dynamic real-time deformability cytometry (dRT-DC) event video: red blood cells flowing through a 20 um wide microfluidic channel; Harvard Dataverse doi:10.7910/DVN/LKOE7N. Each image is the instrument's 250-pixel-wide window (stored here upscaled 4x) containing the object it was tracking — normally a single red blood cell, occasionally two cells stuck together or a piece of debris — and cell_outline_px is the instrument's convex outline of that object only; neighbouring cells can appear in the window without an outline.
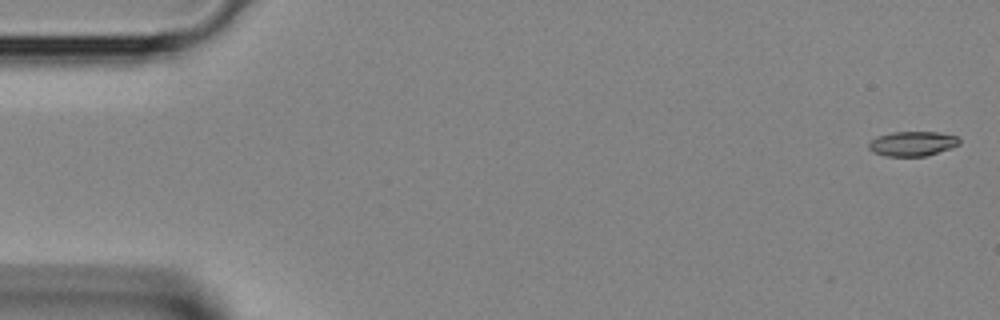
{"species": "Egyptian fruit bat (a non-hibernating species)", "species_latin": "Rousettus aegyptiacus", "temperature_condition": "room temperature", "stored_images_in_passage": 35, "camera_frame_rate_fps": 3000, "um_per_image_px": 0.085, "animal": {"sex": "female"}, "frame": {"image": 1, "passage_image": 1, "time_ms": 0.0, "image_size_px": [1000, 320], "cell_outline_px": [[960, 144], [924, 156], [884, 156], [872, 152], [868, 148], [868, 144], [876, 136], [892, 132], [936, 132], [956, 136], [960, 140]], "centroid_in_image_um": [77.5, 12.21], "position_along_channel_um": 7.5, "area_um2": 12.89}}
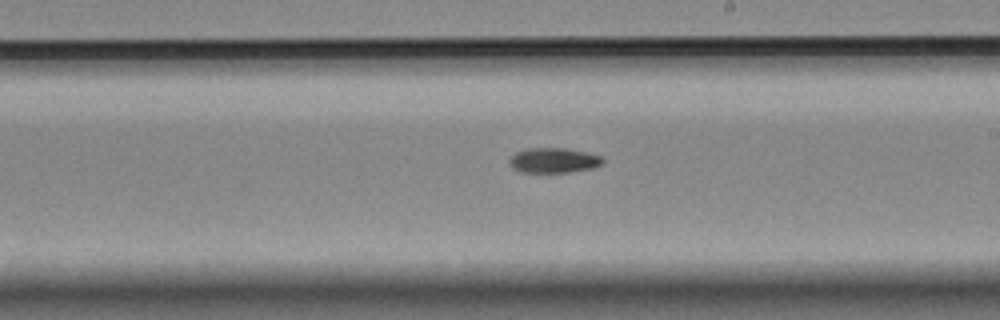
{"frame": {"image": 2, "passage_image": 23, "time_ms": 7.333, "image_size_px": [1000, 320], "cell_outline_px": [[604, 164], [592, 168], [568, 172], [520, 172], [512, 168], [508, 164], [508, 160], [516, 152], [524, 148], [564, 148], [588, 152], [600, 156], [604, 160]], "centroid_in_image_um": [47.04, 13.62], "position_along_channel_um": 242.0, "area_um2": 13.76}}
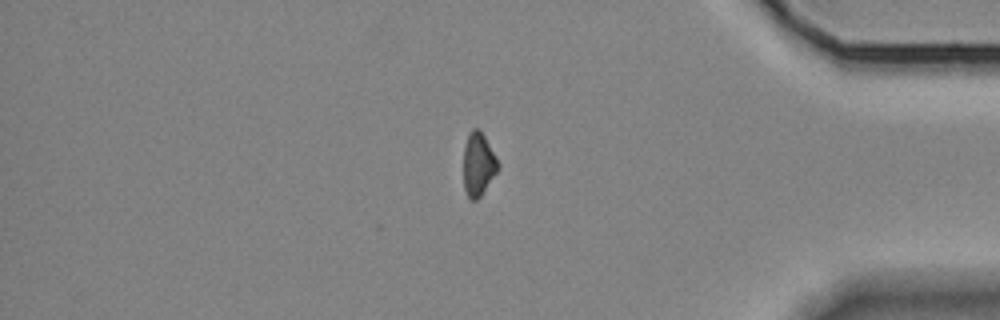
{"frame": {"image": 3, "passage_image": 34, "time_ms": 11.0, "image_size_px": [1000, 320], "cell_outline_px": [[500, 164], [496, 172], [480, 196], [476, 200], [472, 200], [468, 196], [464, 188], [464, 148], [468, 132], [472, 128], [476, 128], [484, 136]], "centroid_in_image_um": [40.64, 13.95], "position_along_channel_um": 394.6, "area_um2": 12.43}}